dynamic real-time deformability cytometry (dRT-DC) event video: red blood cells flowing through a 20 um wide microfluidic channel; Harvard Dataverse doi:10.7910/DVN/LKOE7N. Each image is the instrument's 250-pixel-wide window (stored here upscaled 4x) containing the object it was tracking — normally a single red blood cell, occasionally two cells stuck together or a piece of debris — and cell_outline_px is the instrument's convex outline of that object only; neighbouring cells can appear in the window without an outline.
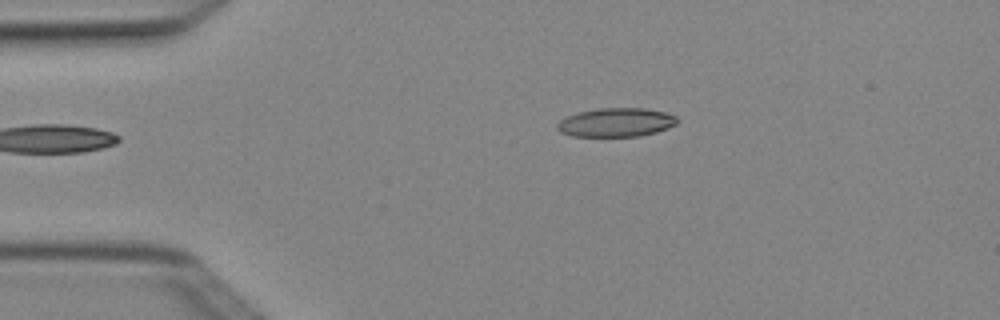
{"species": "Egyptian fruit bat (a non-hibernating species)", "species_latin": "Rousettus aegyptiacus", "temperature_condition": "cold", "stored_images_in_passage": 2, "camera_frame_rate_fps": 3000, "um_per_image_px": 0.085, "animal": {"sex": "female"}, "frame": {"image": 1, "passage_image": 1, "time_ms": 0.0, "image_size_px": [1000, 320], "cell_outline_px": [[676, 124], [668, 128], [656, 132], [640, 136], [572, 136], [560, 132], [556, 128], [556, 124], [560, 120], [576, 112], [600, 108], [644, 108], [664, 112], [676, 116]], "centroid_in_image_um": [52.34, 10.4], "position_along_channel_um": 32.7, "area_um2": 20.11}}